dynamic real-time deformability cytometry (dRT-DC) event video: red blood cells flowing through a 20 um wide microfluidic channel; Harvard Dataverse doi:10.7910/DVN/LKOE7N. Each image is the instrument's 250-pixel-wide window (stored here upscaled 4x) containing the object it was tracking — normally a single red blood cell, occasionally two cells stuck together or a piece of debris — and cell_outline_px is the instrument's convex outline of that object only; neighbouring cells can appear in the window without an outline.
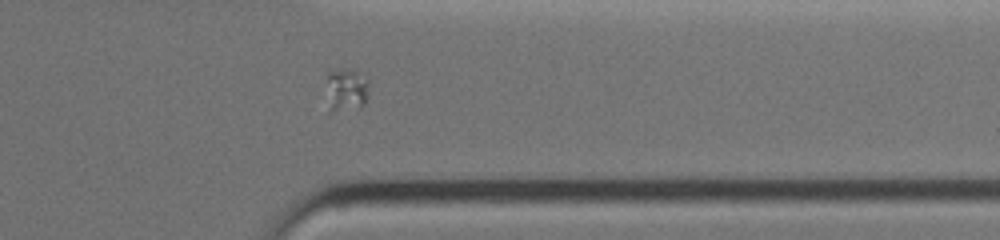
{"species": "common noctule bat (a hibernating species)", "species_latin": "Nyctalus noctula", "temperature_condition": "warm", "stored_images_in_passage": 41, "camera_frame_rate_fps": 3000, "um_per_image_px": 0.085, "animal": {"sex": "female", "body_mass_g": 19.0, "forearm_length_mm": 51.5}, "frame": {"image": 1, "passage_image": 29, "time_ms": 6.333, "image_size_px": [1000, 240], "cell_outline_px": [[368, 88], [364, 104], [360, 108], [332, 112], [328, 112], [328, 72], [356, 72], [368, 80]], "centroid_in_image_um": [29.43, 7.74], "position_along_channel_um": 382.0, "area_um2": 10.17}}
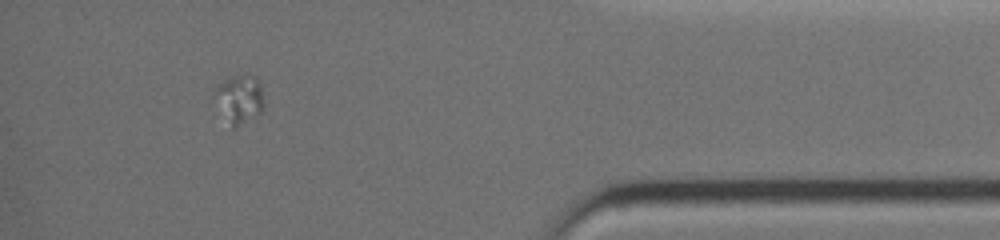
{"frame": {"image": 2, "passage_image": 35, "time_ms": 7.667, "image_size_px": [1000, 240], "cell_outline_px": [[264, 104], [260, 116], [236, 128], [232, 128], [212, 92], [228, 76], [252, 76], [260, 84], [264, 100]], "centroid_in_image_um": [20.39, 8.45], "position_along_channel_um": 414.8, "area_um2": 13.76}}